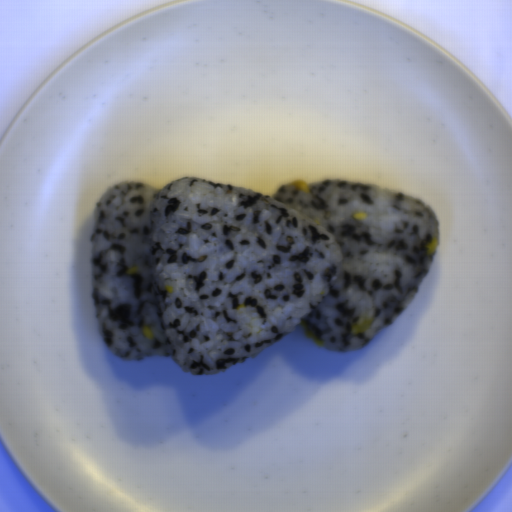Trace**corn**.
Returning a JSON list of instances; mask_svg holds the SVG:
<instances>
[{"mask_svg": "<svg viewBox=\"0 0 512 512\" xmlns=\"http://www.w3.org/2000/svg\"><path fill=\"white\" fill-rule=\"evenodd\" d=\"M302 331L304 334V337L308 338L309 340L313 341L317 346H323L324 342L323 340L318 339L311 331L310 327L306 322H301Z\"/></svg>", "mask_w": 512, "mask_h": 512, "instance_id": "51d56268", "label": "corn"}, {"mask_svg": "<svg viewBox=\"0 0 512 512\" xmlns=\"http://www.w3.org/2000/svg\"><path fill=\"white\" fill-rule=\"evenodd\" d=\"M373 322V318L365 317L359 325H353V333H362L363 331L370 329Z\"/></svg>", "mask_w": 512, "mask_h": 512, "instance_id": "f1292c28", "label": "corn"}, {"mask_svg": "<svg viewBox=\"0 0 512 512\" xmlns=\"http://www.w3.org/2000/svg\"><path fill=\"white\" fill-rule=\"evenodd\" d=\"M289 186H292L297 191H301V192H304L306 194L310 193V188H309L308 183H306L305 180H303L301 178L289 182Z\"/></svg>", "mask_w": 512, "mask_h": 512, "instance_id": "5cfa1b94", "label": "corn"}, {"mask_svg": "<svg viewBox=\"0 0 512 512\" xmlns=\"http://www.w3.org/2000/svg\"><path fill=\"white\" fill-rule=\"evenodd\" d=\"M439 241L436 237L432 238V242L427 245V254L433 256L438 248Z\"/></svg>", "mask_w": 512, "mask_h": 512, "instance_id": "cfcad685", "label": "corn"}, {"mask_svg": "<svg viewBox=\"0 0 512 512\" xmlns=\"http://www.w3.org/2000/svg\"><path fill=\"white\" fill-rule=\"evenodd\" d=\"M142 333H143V335H145L147 337V339H149V340L154 339L153 333L151 332L150 328H148L147 326L142 328Z\"/></svg>", "mask_w": 512, "mask_h": 512, "instance_id": "2b8c4276", "label": "corn"}, {"mask_svg": "<svg viewBox=\"0 0 512 512\" xmlns=\"http://www.w3.org/2000/svg\"><path fill=\"white\" fill-rule=\"evenodd\" d=\"M366 218H367V215L363 212H359V213H356L355 215H353V219H355V220L366 219Z\"/></svg>", "mask_w": 512, "mask_h": 512, "instance_id": "79e197a2", "label": "corn"}, {"mask_svg": "<svg viewBox=\"0 0 512 512\" xmlns=\"http://www.w3.org/2000/svg\"><path fill=\"white\" fill-rule=\"evenodd\" d=\"M138 269L139 268L137 266H135L133 268H129L128 270H126V275L134 274V273L138 272Z\"/></svg>", "mask_w": 512, "mask_h": 512, "instance_id": "30e3d8cc", "label": "corn"}]
</instances>
